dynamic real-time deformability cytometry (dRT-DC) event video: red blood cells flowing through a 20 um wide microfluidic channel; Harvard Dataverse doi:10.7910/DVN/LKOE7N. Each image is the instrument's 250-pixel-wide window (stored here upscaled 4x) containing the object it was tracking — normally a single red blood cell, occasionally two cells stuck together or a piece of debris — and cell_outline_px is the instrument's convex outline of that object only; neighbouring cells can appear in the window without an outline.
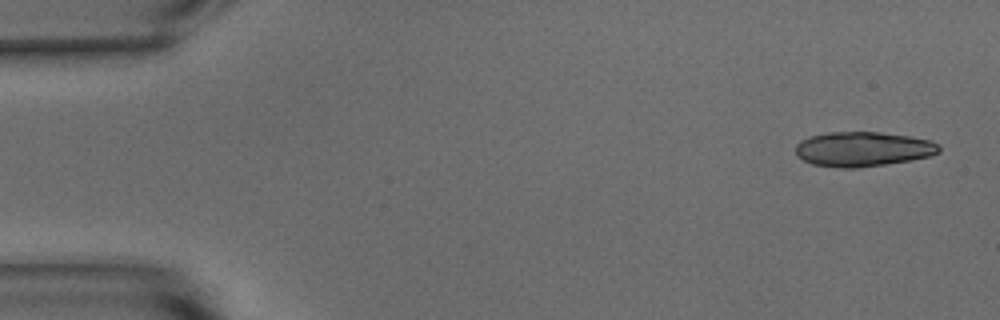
{"species": "common noctule bat (a hibernating species)", "species_latin": "Nyctalus noctula", "temperature_condition": "warm", "stored_images_in_passage": 10, "camera_frame_rate_fps": 3000, "um_per_image_px": 0.085, "animal": {"sex": "male", "body_mass_g": 15.6}, "frame": {"image": 1, "passage_image": 1, "time_ms": 0.0, "image_size_px": [1000, 320], "cell_outline_px": [[940, 152], [932, 156], [912, 160], [856, 168], [840, 168], [812, 164], [796, 156], [796, 144], [800, 140], [808, 136], [828, 132], [880, 132], [908, 136], [928, 140], [936, 144], [940, 148]], "centroid_in_image_um": [73.31, 12.67], "position_along_channel_um": 11.7, "area_um2": 29.07}}